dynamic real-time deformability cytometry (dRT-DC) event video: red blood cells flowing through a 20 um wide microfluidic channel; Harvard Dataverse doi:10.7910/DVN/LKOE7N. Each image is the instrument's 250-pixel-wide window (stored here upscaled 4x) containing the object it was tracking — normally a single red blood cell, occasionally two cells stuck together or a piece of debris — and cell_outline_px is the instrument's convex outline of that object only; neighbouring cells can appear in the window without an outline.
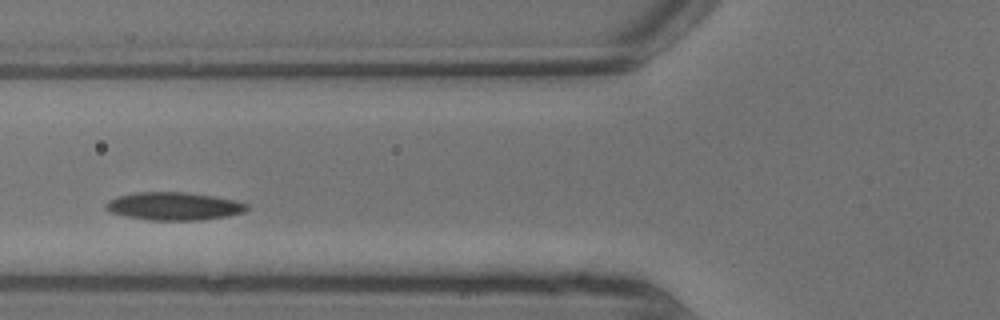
{"species": "common noctule bat (a hibernating species)", "species_latin": "Nyctalus noctula", "temperature_condition": "warm", "stored_images_in_passage": 6, "camera_frame_rate_fps": 3000, "um_per_image_px": 0.085, "animal": {"sex": "male", "body_mass_g": 13.3}, "frame": {"image": 1, "passage_image": 4, "time_ms": 1.0, "image_size_px": [1000, 320], "cell_outline_px": [[248, 208], [244, 212], [228, 216], [200, 220], [152, 220], [128, 216], [108, 212], [104, 208], [104, 204], [120, 196], [136, 192], [184, 192], [240, 200], [248, 204]], "centroid_in_image_um": [14.83, 17.52], "position_along_channel_um": 111.0, "area_um2": 22.89}}
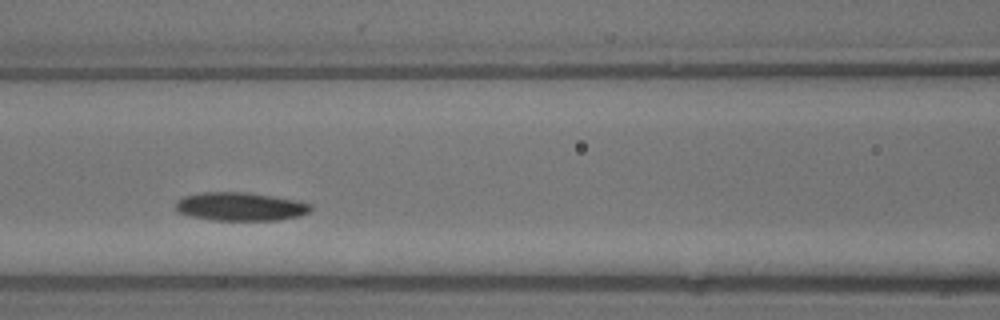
{"frame": {"image": 2, "passage_image": 5, "time_ms": 1.333, "image_size_px": [1000, 320], "cell_outline_px": [[312, 208], [308, 212], [300, 216], [280, 220], [212, 220], [192, 216], [176, 212], [176, 200], [184, 196], [200, 192], [244, 192], [300, 200], [312, 204]], "centroid_in_image_um": [20.44, 17.55], "position_along_channel_um": 146.2, "area_um2": 22.54}}
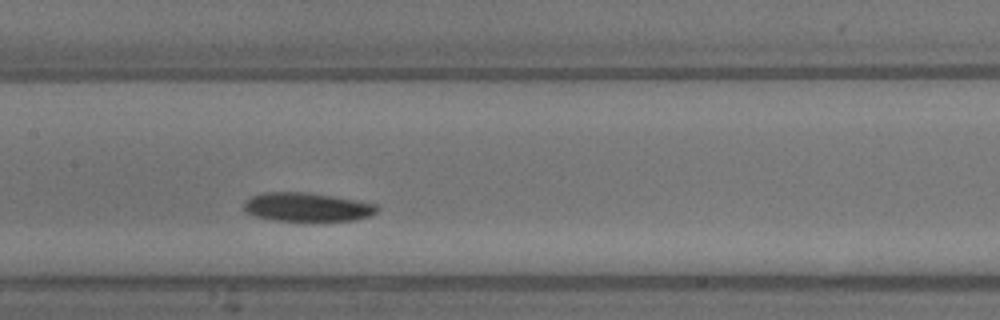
{"frame": {"image": 3, "passage_image": 6, "time_ms": 1.667, "image_size_px": [1000, 320], "cell_outline_px": [[380, 208], [372, 216], [356, 220], [324, 224], [304, 224], [272, 220], [252, 216], [244, 208], [244, 204], [252, 196], [264, 192], [308, 192], [356, 200], [376, 204]], "centroid_in_image_um": [26.16, 17.68], "position_along_channel_um": 181.2, "area_um2": 23.7}}